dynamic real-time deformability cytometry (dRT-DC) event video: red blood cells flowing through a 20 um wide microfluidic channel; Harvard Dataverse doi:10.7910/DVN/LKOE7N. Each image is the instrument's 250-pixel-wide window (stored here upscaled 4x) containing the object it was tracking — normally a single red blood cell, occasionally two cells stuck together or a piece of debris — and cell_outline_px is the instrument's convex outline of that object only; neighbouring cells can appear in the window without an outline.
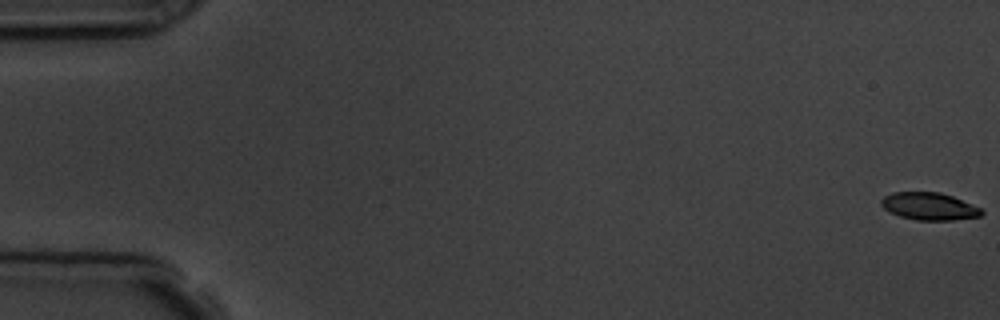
{"species": "common noctule bat (a hibernating species)", "species_latin": "Nyctalus noctula", "temperature_condition": "room temperature", "stored_images_in_passage": 7, "camera_frame_rate_fps": 3000, "um_per_image_px": 0.085, "animal": {"sex": "male", "body_mass_g": 19.5, "forearm_length_mm": 54.6}, "frame": {"image": 1, "passage_image": 1, "time_ms": 0.0, "image_size_px": [1000, 320], "cell_outline_px": [[984, 212], [980, 216], [952, 220], [916, 220], [900, 216], [884, 208], [880, 204], [880, 200], [884, 196], [892, 192], [940, 192], [952, 196], [980, 208]], "centroid_in_image_um": [78.96, 17.53], "position_along_channel_um": 6.0, "area_um2": 15.9}}
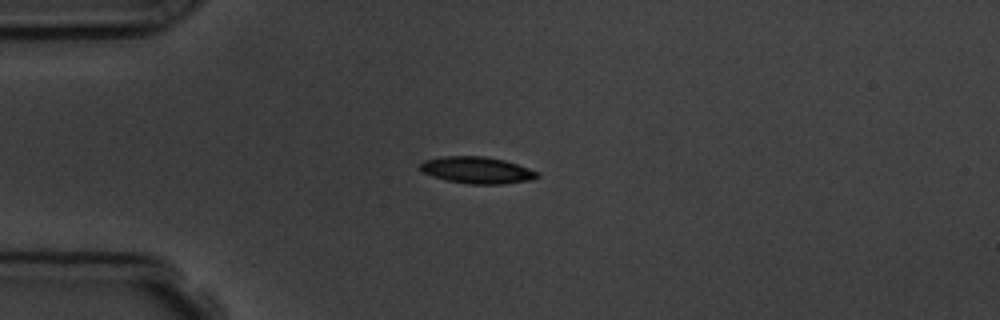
{"frame": {"image": 2, "passage_image": 5, "time_ms": 4.667, "image_size_px": [1000, 320], "cell_outline_px": [[540, 176], [532, 180], [504, 184], [468, 184], [444, 180], [432, 176], [424, 172], [420, 168], [420, 164], [424, 160], [444, 156], [484, 156], [504, 160], [528, 168], [536, 172]], "centroid_in_image_um": [40.53, 14.47], "position_along_channel_um": 44.5, "area_um2": 18.21}}